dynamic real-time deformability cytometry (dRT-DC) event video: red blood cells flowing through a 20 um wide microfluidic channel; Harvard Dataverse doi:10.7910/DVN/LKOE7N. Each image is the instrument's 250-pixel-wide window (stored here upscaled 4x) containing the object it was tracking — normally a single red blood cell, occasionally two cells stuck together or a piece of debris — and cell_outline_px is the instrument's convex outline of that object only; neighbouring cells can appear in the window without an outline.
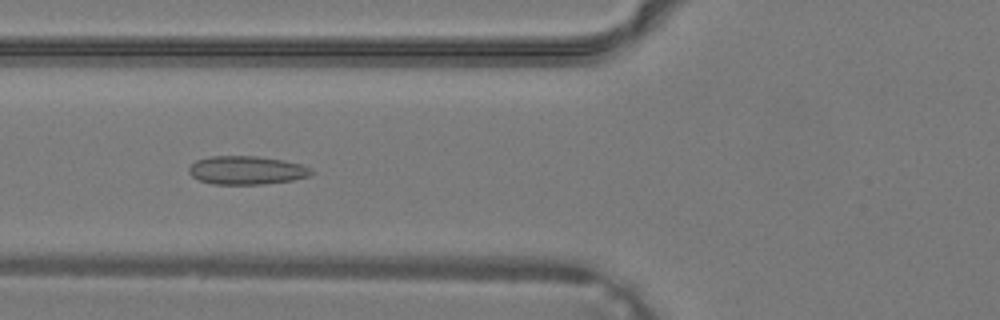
{"species": "common noctule bat (a hibernating species)", "species_latin": "Nyctalus noctula", "temperature_condition": "warm", "stored_images_in_passage": 40, "camera_frame_rate_fps": 3000, "um_per_image_px": 0.085, "animal": {"sex": "male", "body_mass_g": 19.2, "forearm_length_mm": 51.8}, "frame": {"image": 1, "passage_image": 16, "time_ms": 5.0, "image_size_px": [1000, 320], "cell_outline_px": [[312, 172], [308, 176], [292, 180], [264, 184], [212, 184], [200, 180], [192, 176], [188, 172], [188, 168], [196, 160], [212, 156], [256, 156], [284, 160], [300, 164], [308, 168]], "centroid_in_image_um": [20.92, 14.47], "position_along_channel_um": 104.9, "area_um2": 20.11}}
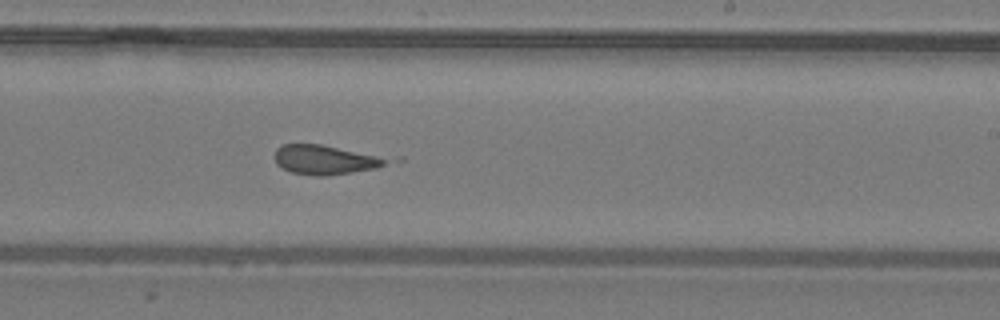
{"frame": {"image": 2, "passage_image": 25, "time_ms": 8.0, "image_size_px": [1000, 320], "cell_outline_px": [[404, 160], [376, 168], [328, 176], [316, 176], [292, 172], [276, 164], [272, 156], [276, 148], [280, 144], [320, 144], [404, 156]], "centroid_in_image_um": [27.98, 13.54], "position_along_channel_um": 261.0, "area_um2": 21.04}}
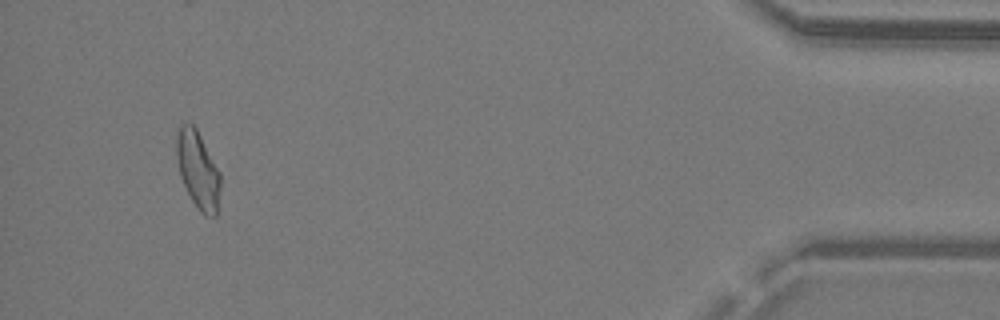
{"frame": {"image": 3, "passage_image": 38, "time_ms": 12.333, "image_size_px": [1000, 320], "cell_outline_px": [[220, 188], [216, 216], [204, 216], [200, 212], [192, 200], [180, 176], [176, 156], [176, 136], [180, 124], [192, 124], [196, 128], [220, 172]], "centroid_in_image_um": [16.82, 14.44], "position_along_channel_um": 418.4, "area_um2": 19.59}}